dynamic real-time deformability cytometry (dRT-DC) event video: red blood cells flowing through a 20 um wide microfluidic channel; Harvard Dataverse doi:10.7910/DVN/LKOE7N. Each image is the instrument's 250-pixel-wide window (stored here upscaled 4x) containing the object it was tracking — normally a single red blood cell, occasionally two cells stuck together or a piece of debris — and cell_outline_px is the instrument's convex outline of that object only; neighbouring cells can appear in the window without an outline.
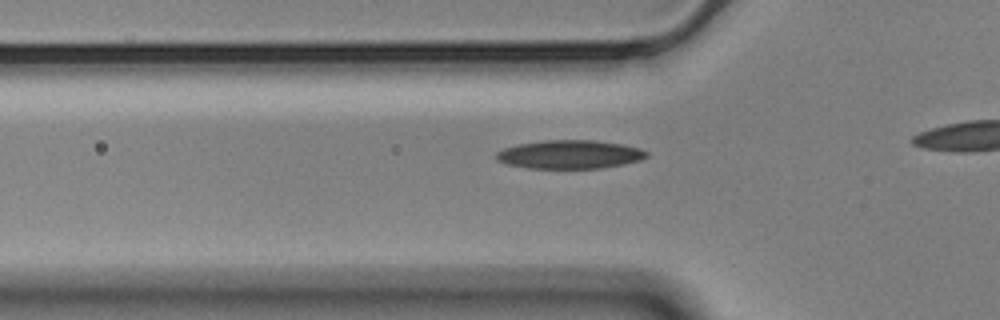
{"species": "Egyptian fruit bat (a non-hibernating species)", "species_latin": "Rousettus aegyptiacus", "temperature_condition": "cold", "stored_images_in_passage": 36, "camera_frame_rate_fps": 3000, "um_per_image_px": 0.085, "animal": {"sex": "male"}, "frame": {"image": 1, "passage_image": 9, "time_ms": 2.667, "image_size_px": [1000, 320], "cell_outline_px": [[648, 156], [640, 160], [624, 164], [600, 168], [528, 168], [504, 164], [496, 160], [496, 152], [504, 148], [520, 144], [544, 140], [592, 140], [620, 144], [640, 148], [648, 152]], "centroid_in_image_um": [48.41, 13.13], "position_along_channel_um": 77.4, "area_um2": 24.97}}
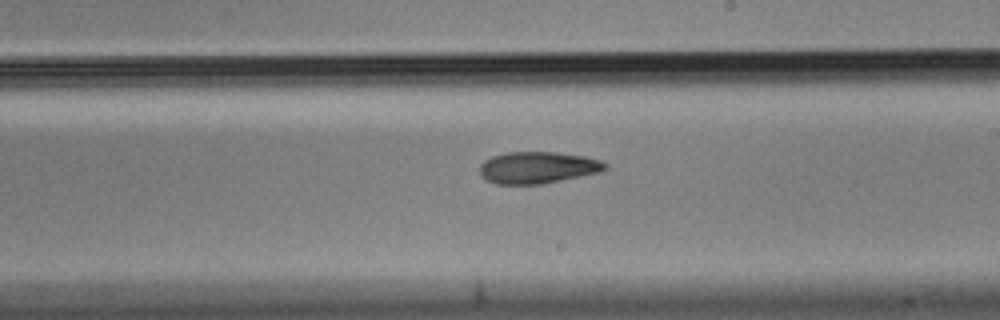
{"frame": {"image": 2, "passage_image": 23, "time_ms": 7.333, "image_size_px": [1000, 320], "cell_outline_px": [[608, 168], [600, 172], [540, 184], [496, 184], [488, 180], [480, 172], [480, 164], [484, 160], [492, 156], [508, 152], [556, 152], [584, 156], [600, 160], [608, 164]], "centroid_in_image_um": [45.72, 14.23], "position_along_channel_um": 243.3, "area_um2": 23.06}}
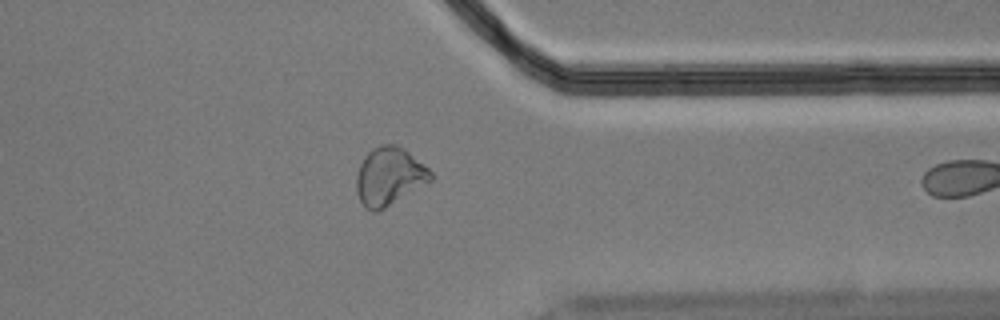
{"frame": {"image": 3, "passage_image": 35, "time_ms": 11.333, "image_size_px": [1000, 320], "cell_outline_px": [[432, 180], [384, 208], [376, 212], [372, 212], [364, 208], [356, 192], [356, 172], [364, 156], [372, 148], [380, 144], [396, 144], [404, 148], [424, 164], [432, 172]], "centroid_in_image_um": [33.05, 14.98], "position_along_channel_um": 378.3, "area_um2": 25.2}}